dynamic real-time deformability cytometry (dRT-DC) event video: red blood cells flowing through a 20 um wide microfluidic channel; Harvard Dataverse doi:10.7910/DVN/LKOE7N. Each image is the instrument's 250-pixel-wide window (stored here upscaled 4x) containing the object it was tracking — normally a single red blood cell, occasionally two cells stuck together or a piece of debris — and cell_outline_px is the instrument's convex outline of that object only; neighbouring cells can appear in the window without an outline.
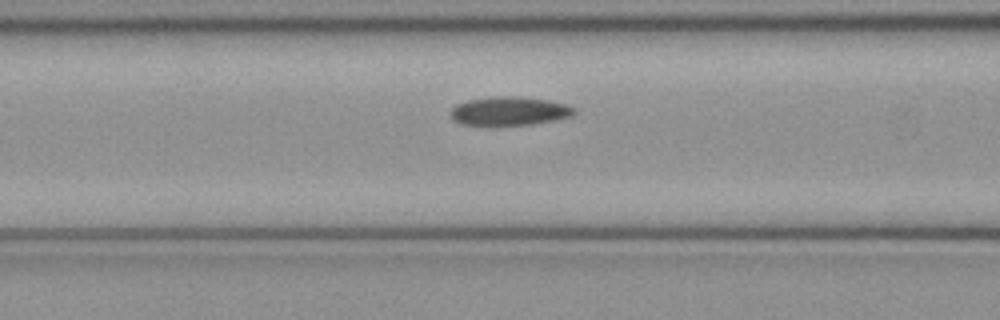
{"species": "common noctule bat (a hibernating species)", "species_latin": "Nyctalus noctula", "temperature_condition": "cold", "stored_images_in_passage": 38, "camera_frame_rate_fps": 3000, "um_per_image_px": 0.085, "animal": {"sex": "female", "body_mass_g": 21.9}, "frame": {"image": 1, "passage_image": 8, "time_ms": 2.333, "image_size_px": [1000, 320], "cell_outline_px": [[576, 112], [572, 116], [532, 124], [492, 128], [488, 128], [460, 124], [452, 120], [448, 116], [448, 112], [456, 104], [468, 100], [492, 96], [512, 96], [548, 100], [564, 104], [576, 108]], "centroid_in_image_um": [43.17, 9.49], "position_along_channel_um": 123.4, "area_um2": 21.62}}
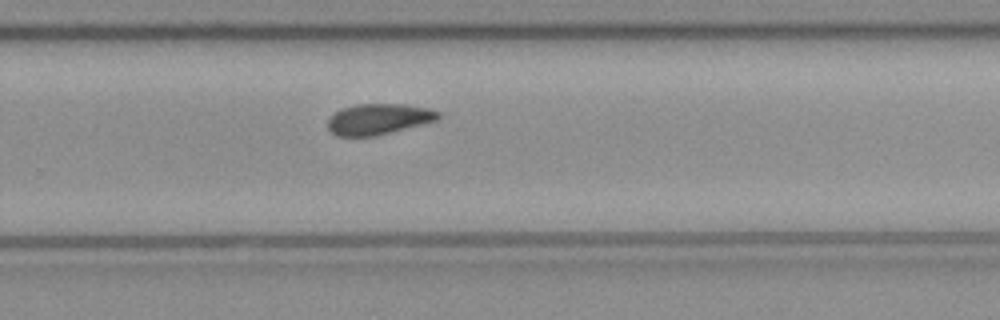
{"frame": {"image": 2, "passage_image": 21, "time_ms": 6.667, "image_size_px": [1000, 320], "cell_outline_px": [[440, 120], [376, 136], [336, 136], [328, 128], [328, 120], [340, 108], [356, 104], [404, 104], [428, 108], [440, 112]], "centroid_in_image_um": [32.21, 10.12], "position_along_channel_um": 297.6, "area_um2": 20.0}}
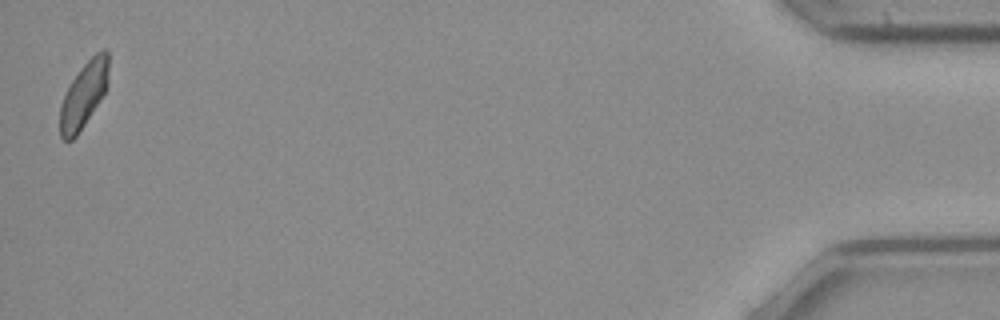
{"frame": {"image": 3, "passage_image": 38, "time_ms": 12.333, "image_size_px": [1000, 320], "cell_outline_px": [[108, 80], [104, 92], [84, 124], [76, 136], [72, 140], [64, 140], [60, 136], [60, 104], [72, 80], [80, 68], [96, 52], [104, 48], [108, 48]], "centroid_in_image_um": [7.11, 8.03], "position_along_channel_um": 428.1, "area_um2": 18.21}, "authors_computed_cell_mechanics": {"area_um2": 20.23, "velocity_mm_per_s": 4.0278, "shape_relaxation_time_tau1_ms": null, "shape_relaxation_time_tau2_ms": 6.1467, "deformation_change_tau1": null, "deformation_change_tau2": 0.1059}}